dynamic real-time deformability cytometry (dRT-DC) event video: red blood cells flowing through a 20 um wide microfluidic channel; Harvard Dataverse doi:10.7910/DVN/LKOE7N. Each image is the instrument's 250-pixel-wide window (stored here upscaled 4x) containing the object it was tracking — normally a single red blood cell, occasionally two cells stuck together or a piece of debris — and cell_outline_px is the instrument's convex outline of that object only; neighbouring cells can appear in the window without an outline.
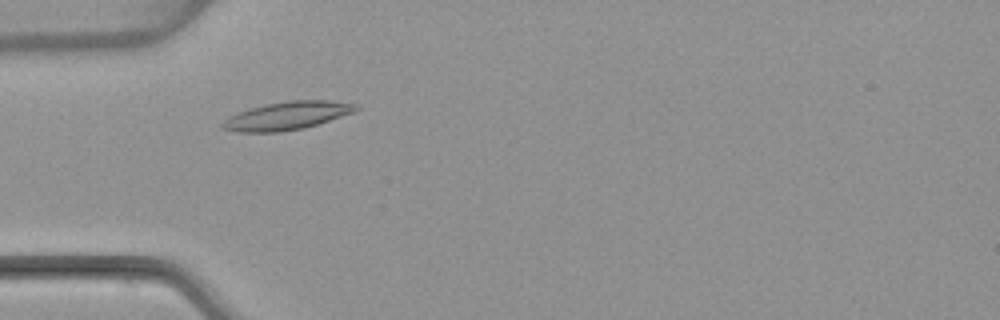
{"species": "common noctule bat (a hibernating species)", "species_latin": "Nyctalus noctula", "temperature_condition": "warm", "stored_images_in_passage": 47, "camera_frame_rate_fps": 3000, "um_per_image_px": 0.085, "animal": {"sex": "female", "body_mass_g": 22.7, "forearm_length_mm": 54.2}, "frame": {"image": 1, "passage_image": 11, "time_ms": 3.333, "image_size_px": [1000, 320], "cell_outline_px": [[360, 108], [356, 112], [304, 128], [280, 132], [236, 132], [220, 128], [220, 124], [228, 116], [252, 108], [268, 104], [288, 100], [328, 100], [360, 104]], "centroid_in_image_um": [24.44, 9.84], "position_along_channel_um": 60.6, "area_um2": 21.96}}
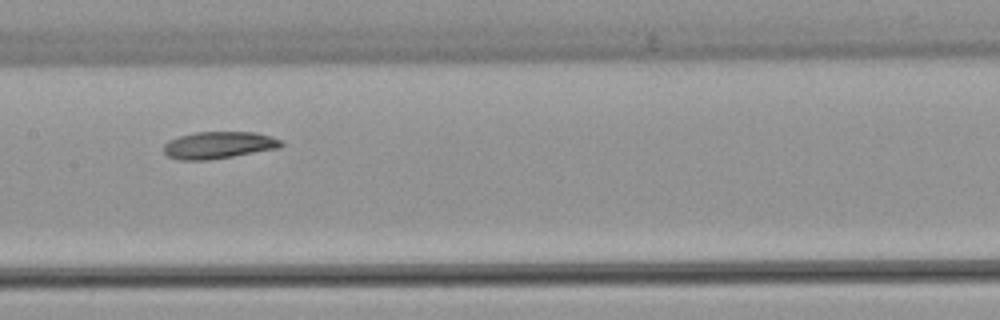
{"frame": {"image": 2, "passage_image": 21, "time_ms": 6.667, "image_size_px": [1000, 320], "cell_outline_px": [[284, 144], [280, 148], [208, 160], [176, 160], [168, 156], [164, 152], [164, 144], [168, 140], [180, 136], [196, 132], [256, 132], [272, 136], [280, 140]], "centroid_in_image_um": [18.58, 12.33], "position_along_channel_um": 188.8, "area_um2": 18.55}}
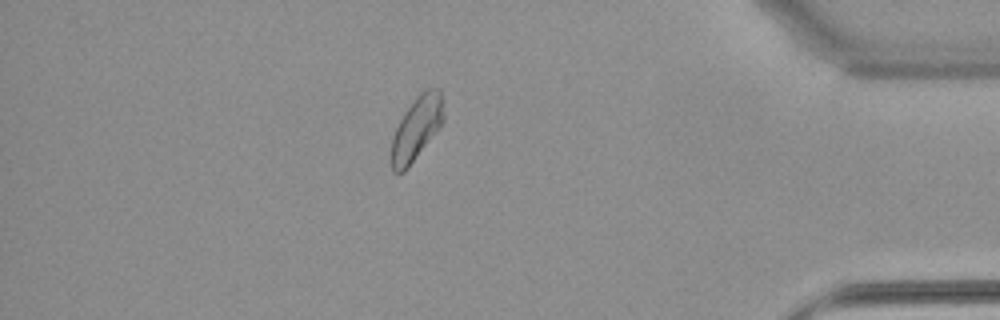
{"frame": {"image": 3, "passage_image": 40, "time_ms": 13.0, "image_size_px": [1000, 320], "cell_outline_px": [[444, 120], [408, 168], [404, 172], [392, 172], [392, 136], [404, 112], [416, 96], [424, 88], [440, 88], [444, 100]], "centroid_in_image_um": [35.43, 10.85], "position_along_channel_um": 399.8, "area_um2": 19.31}, "authors_computed_cell_mechanics": {"area_um2": 19.4786, "velocity_mm_per_s": 3.9342, "shape_relaxation_time_tau1_ms": 5.357, "shape_relaxation_time_tau2_ms": null, "deformation_change_tau1": 0.1212, "deformation_change_tau2": null}}